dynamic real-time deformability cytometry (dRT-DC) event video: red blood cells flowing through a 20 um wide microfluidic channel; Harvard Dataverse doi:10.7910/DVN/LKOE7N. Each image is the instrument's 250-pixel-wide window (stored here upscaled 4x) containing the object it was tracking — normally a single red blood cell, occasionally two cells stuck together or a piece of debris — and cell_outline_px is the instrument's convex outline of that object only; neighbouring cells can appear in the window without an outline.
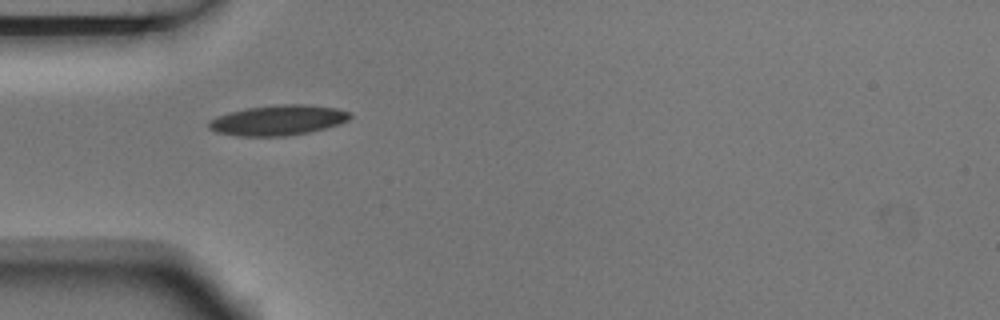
{"species": "Egyptian fruit bat (a non-hibernating species)", "species_latin": "Rousettus aegyptiacus", "temperature_condition": "room temperature", "stored_images_in_passage": 2, "camera_frame_rate_fps": 3000, "um_per_image_px": 0.085, "animal": {"sex": "male"}, "frame": {"image": 1, "passage_image": 1, "time_ms": 0.0, "image_size_px": [1000, 320], "cell_outline_px": [[352, 116], [348, 120], [340, 124], [308, 132], [284, 136], [240, 136], [216, 132], [208, 128], [208, 120], [216, 116], [248, 108], [280, 104], [304, 104], [336, 108], [352, 112]], "centroid_in_image_um": [23.64, 10.21], "position_along_channel_um": 61.4, "area_um2": 24.8}}
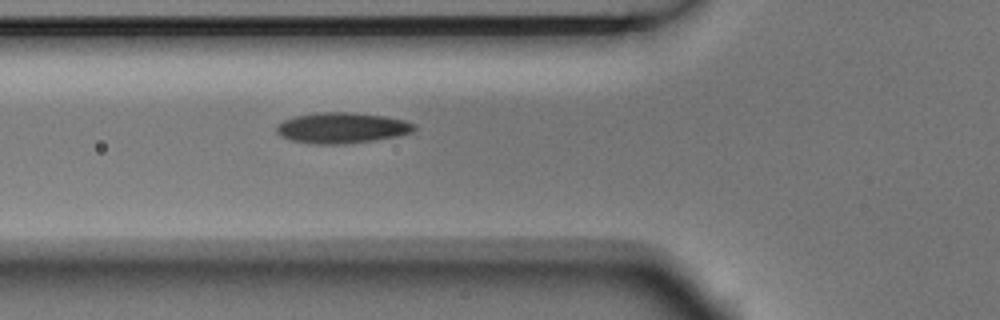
{"frame": {"image": 2, "passage_image": 2, "time_ms": 0.333, "image_size_px": [1000, 320], "cell_outline_px": [[416, 128], [412, 132], [396, 136], [372, 140], [344, 144], [316, 144], [292, 140], [280, 136], [276, 132], [276, 124], [284, 120], [296, 116], [316, 112], [352, 112], [384, 116], [404, 120], [416, 124]], "centroid_in_image_um": [29.04, 10.86], "position_along_channel_um": 96.8, "area_um2": 24.62}}